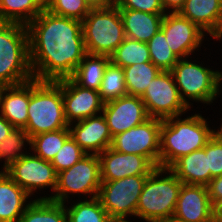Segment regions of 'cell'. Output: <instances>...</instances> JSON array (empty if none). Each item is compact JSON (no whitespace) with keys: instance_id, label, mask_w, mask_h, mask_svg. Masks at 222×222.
<instances>
[{"instance_id":"cell-42","label":"cell","mask_w":222,"mask_h":222,"mask_svg":"<svg viewBox=\"0 0 222 222\" xmlns=\"http://www.w3.org/2000/svg\"><path fill=\"white\" fill-rule=\"evenodd\" d=\"M214 222H222V198L213 205Z\"/></svg>"},{"instance_id":"cell-27","label":"cell","mask_w":222,"mask_h":222,"mask_svg":"<svg viewBox=\"0 0 222 222\" xmlns=\"http://www.w3.org/2000/svg\"><path fill=\"white\" fill-rule=\"evenodd\" d=\"M18 222H67L65 205L51 200H33Z\"/></svg>"},{"instance_id":"cell-1","label":"cell","mask_w":222,"mask_h":222,"mask_svg":"<svg viewBox=\"0 0 222 222\" xmlns=\"http://www.w3.org/2000/svg\"><path fill=\"white\" fill-rule=\"evenodd\" d=\"M26 28L33 77L40 81L71 77L87 54L82 21L44 9Z\"/></svg>"},{"instance_id":"cell-3","label":"cell","mask_w":222,"mask_h":222,"mask_svg":"<svg viewBox=\"0 0 222 222\" xmlns=\"http://www.w3.org/2000/svg\"><path fill=\"white\" fill-rule=\"evenodd\" d=\"M28 122L24 130L31 137L69 127L62 96V79L57 81L30 80Z\"/></svg>"},{"instance_id":"cell-24","label":"cell","mask_w":222,"mask_h":222,"mask_svg":"<svg viewBox=\"0 0 222 222\" xmlns=\"http://www.w3.org/2000/svg\"><path fill=\"white\" fill-rule=\"evenodd\" d=\"M110 56L89 54L81 60L71 78L80 86L99 91Z\"/></svg>"},{"instance_id":"cell-5","label":"cell","mask_w":222,"mask_h":222,"mask_svg":"<svg viewBox=\"0 0 222 222\" xmlns=\"http://www.w3.org/2000/svg\"><path fill=\"white\" fill-rule=\"evenodd\" d=\"M33 78L26 25L0 22V84L17 85Z\"/></svg>"},{"instance_id":"cell-26","label":"cell","mask_w":222,"mask_h":222,"mask_svg":"<svg viewBox=\"0 0 222 222\" xmlns=\"http://www.w3.org/2000/svg\"><path fill=\"white\" fill-rule=\"evenodd\" d=\"M160 71L152 62L133 64L123 68L128 95L141 97Z\"/></svg>"},{"instance_id":"cell-38","label":"cell","mask_w":222,"mask_h":222,"mask_svg":"<svg viewBox=\"0 0 222 222\" xmlns=\"http://www.w3.org/2000/svg\"><path fill=\"white\" fill-rule=\"evenodd\" d=\"M212 205L222 198V175L214 177L206 185Z\"/></svg>"},{"instance_id":"cell-35","label":"cell","mask_w":222,"mask_h":222,"mask_svg":"<svg viewBox=\"0 0 222 222\" xmlns=\"http://www.w3.org/2000/svg\"><path fill=\"white\" fill-rule=\"evenodd\" d=\"M87 153L70 136L52 160L56 173L69 169Z\"/></svg>"},{"instance_id":"cell-32","label":"cell","mask_w":222,"mask_h":222,"mask_svg":"<svg viewBox=\"0 0 222 222\" xmlns=\"http://www.w3.org/2000/svg\"><path fill=\"white\" fill-rule=\"evenodd\" d=\"M99 94L104 103L128 95L123 68L108 64L104 71L99 88Z\"/></svg>"},{"instance_id":"cell-31","label":"cell","mask_w":222,"mask_h":222,"mask_svg":"<svg viewBox=\"0 0 222 222\" xmlns=\"http://www.w3.org/2000/svg\"><path fill=\"white\" fill-rule=\"evenodd\" d=\"M30 144L31 138L24 128H14L8 137L0 142V161H4L1 172L29 153L24 150L27 149L25 148L27 146L30 149Z\"/></svg>"},{"instance_id":"cell-40","label":"cell","mask_w":222,"mask_h":222,"mask_svg":"<svg viewBox=\"0 0 222 222\" xmlns=\"http://www.w3.org/2000/svg\"><path fill=\"white\" fill-rule=\"evenodd\" d=\"M14 128L0 113V142L7 138Z\"/></svg>"},{"instance_id":"cell-14","label":"cell","mask_w":222,"mask_h":222,"mask_svg":"<svg viewBox=\"0 0 222 222\" xmlns=\"http://www.w3.org/2000/svg\"><path fill=\"white\" fill-rule=\"evenodd\" d=\"M64 113L68 124L102 113L99 91L78 85L71 77L62 79Z\"/></svg>"},{"instance_id":"cell-21","label":"cell","mask_w":222,"mask_h":222,"mask_svg":"<svg viewBox=\"0 0 222 222\" xmlns=\"http://www.w3.org/2000/svg\"><path fill=\"white\" fill-rule=\"evenodd\" d=\"M30 197L5 171H0V222H18L33 202Z\"/></svg>"},{"instance_id":"cell-30","label":"cell","mask_w":222,"mask_h":222,"mask_svg":"<svg viewBox=\"0 0 222 222\" xmlns=\"http://www.w3.org/2000/svg\"><path fill=\"white\" fill-rule=\"evenodd\" d=\"M69 127L31 137L30 149L34 155L52 162L64 142L70 137Z\"/></svg>"},{"instance_id":"cell-46","label":"cell","mask_w":222,"mask_h":222,"mask_svg":"<svg viewBox=\"0 0 222 222\" xmlns=\"http://www.w3.org/2000/svg\"><path fill=\"white\" fill-rule=\"evenodd\" d=\"M167 222H177V221L171 219V220H169V221H167Z\"/></svg>"},{"instance_id":"cell-37","label":"cell","mask_w":222,"mask_h":222,"mask_svg":"<svg viewBox=\"0 0 222 222\" xmlns=\"http://www.w3.org/2000/svg\"><path fill=\"white\" fill-rule=\"evenodd\" d=\"M115 5L119 9H132L152 14H166L161 0H119Z\"/></svg>"},{"instance_id":"cell-45","label":"cell","mask_w":222,"mask_h":222,"mask_svg":"<svg viewBox=\"0 0 222 222\" xmlns=\"http://www.w3.org/2000/svg\"><path fill=\"white\" fill-rule=\"evenodd\" d=\"M114 5L119 1V0H110Z\"/></svg>"},{"instance_id":"cell-7","label":"cell","mask_w":222,"mask_h":222,"mask_svg":"<svg viewBox=\"0 0 222 222\" xmlns=\"http://www.w3.org/2000/svg\"><path fill=\"white\" fill-rule=\"evenodd\" d=\"M86 52L110 56L126 38L119 8L91 9L82 21Z\"/></svg>"},{"instance_id":"cell-23","label":"cell","mask_w":222,"mask_h":222,"mask_svg":"<svg viewBox=\"0 0 222 222\" xmlns=\"http://www.w3.org/2000/svg\"><path fill=\"white\" fill-rule=\"evenodd\" d=\"M169 169L183 184L206 186L210 182L208 155L204 148L179 158Z\"/></svg>"},{"instance_id":"cell-12","label":"cell","mask_w":222,"mask_h":222,"mask_svg":"<svg viewBox=\"0 0 222 222\" xmlns=\"http://www.w3.org/2000/svg\"><path fill=\"white\" fill-rule=\"evenodd\" d=\"M5 172L30 196L34 195L37 189L41 191L49 188L52 193H55L57 173L54 166L33 153H27L12 163Z\"/></svg>"},{"instance_id":"cell-36","label":"cell","mask_w":222,"mask_h":222,"mask_svg":"<svg viewBox=\"0 0 222 222\" xmlns=\"http://www.w3.org/2000/svg\"><path fill=\"white\" fill-rule=\"evenodd\" d=\"M203 148L208 155L211 181L212 178L222 175V135L217 131Z\"/></svg>"},{"instance_id":"cell-19","label":"cell","mask_w":222,"mask_h":222,"mask_svg":"<svg viewBox=\"0 0 222 222\" xmlns=\"http://www.w3.org/2000/svg\"><path fill=\"white\" fill-rule=\"evenodd\" d=\"M196 24L206 35L222 39V0H185L178 12Z\"/></svg>"},{"instance_id":"cell-22","label":"cell","mask_w":222,"mask_h":222,"mask_svg":"<svg viewBox=\"0 0 222 222\" xmlns=\"http://www.w3.org/2000/svg\"><path fill=\"white\" fill-rule=\"evenodd\" d=\"M126 38L147 43L160 29L165 14L119 9Z\"/></svg>"},{"instance_id":"cell-17","label":"cell","mask_w":222,"mask_h":222,"mask_svg":"<svg viewBox=\"0 0 222 222\" xmlns=\"http://www.w3.org/2000/svg\"><path fill=\"white\" fill-rule=\"evenodd\" d=\"M172 220L214 222L213 205L205 185L182 184Z\"/></svg>"},{"instance_id":"cell-6","label":"cell","mask_w":222,"mask_h":222,"mask_svg":"<svg viewBox=\"0 0 222 222\" xmlns=\"http://www.w3.org/2000/svg\"><path fill=\"white\" fill-rule=\"evenodd\" d=\"M186 58L179 59L170 70L183 102L191 107V101L210 105L222 92V71L204 67ZM188 98V99H187Z\"/></svg>"},{"instance_id":"cell-39","label":"cell","mask_w":222,"mask_h":222,"mask_svg":"<svg viewBox=\"0 0 222 222\" xmlns=\"http://www.w3.org/2000/svg\"><path fill=\"white\" fill-rule=\"evenodd\" d=\"M166 13H177L184 6L185 0H161Z\"/></svg>"},{"instance_id":"cell-43","label":"cell","mask_w":222,"mask_h":222,"mask_svg":"<svg viewBox=\"0 0 222 222\" xmlns=\"http://www.w3.org/2000/svg\"><path fill=\"white\" fill-rule=\"evenodd\" d=\"M130 220L127 219H113L111 222H129Z\"/></svg>"},{"instance_id":"cell-29","label":"cell","mask_w":222,"mask_h":222,"mask_svg":"<svg viewBox=\"0 0 222 222\" xmlns=\"http://www.w3.org/2000/svg\"><path fill=\"white\" fill-rule=\"evenodd\" d=\"M110 62L121 68L133 64L151 62L147 43L125 38L110 55Z\"/></svg>"},{"instance_id":"cell-33","label":"cell","mask_w":222,"mask_h":222,"mask_svg":"<svg viewBox=\"0 0 222 222\" xmlns=\"http://www.w3.org/2000/svg\"><path fill=\"white\" fill-rule=\"evenodd\" d=\"M147 46L151 62L161 71H170L179 60L168 46L161 29L147 42Z\"/></svg>"},{"instance_id":"cell-15","label":"cell","mask_w":222,"mask_h":222,"mask_svg":"<svg viewBox=\"0 0 222 222\" xmlns=\"http://www.w3.org/2000/svg\"><path fill=\"white\" fill-rule=\"evenodd\" d=\"M112 138L150 118L142 98L126 95L104 103L102 110Z\"/></svg>"},{"instance_id":"cell-28","label":"cell","mask_w":222,"mask_h":222,"mask_svg":"<svg viewBox=\"0 0 222 222\" xmlns=\"http://www.w3.org/2000/svg\"><path fill=\"white\" fill-rule=\"evenodd\" d=\"M82 200L76 201L73 205L71 203L69 207L64 204L67 222H111L112 219L98 197Z\"/></svg>"},{"instance_id":"cell-41","label":"cell","mask_w":222,"mask_h":222,"mask_svg":"<svg viewBox=\"0 0 222 222\" xmlns=\"http://www.w3.org/2000/svg\"><path fill=\"white\" fill-rule=\"evenodd\" d=\"M91 9L105 8L114 5L110 0H84Z\"/></svg>"},{"instance_id":"cell-2","label":"cell","mask_w":222,"mask_h":222,"mask_svg":"<svg viewBox=\"0 0 222 222\" xmlns=\"http://www.w3.org/2000/svg\"><path fill=\"white\" fill-rule=\"evenodd\" d=\"M200 113L162 120L159 167L170 168L179 158L203 148L218 131Z\"/></svg>"},{"instance_id":"cell-25","label":"cell","mask_w":222,"mask_h":222,"mask_svg":"<svg viewBox=\"0 0 222 222\" xmlns=\"http://www.w3.org/2000/svg\"><path fill=\"white\" fill-rule=\"evenodd\" d=\"M44 9V0H0V22L27 25Z\"/></svg>"},{"instance_id":"cell-8","label":"cell","mask_w":222,"mask_h":222,"mask_svg":"<svg viewBox=\"0 0 222 222\" xmlns=\"http://www.w3.org/2000/svg\"><path fill=\"white\" fill-rule=\"evenodd\" d=\"M100 185L99 157L97 154H86L69 169L57 173V184L54 194L48 195V197L40 196L35 198V200H51L65 204L71 195L80 194L86 195L84 199H87L88 196L91 199L98 197Z\"/></svg>"},{"instance_id":"cell-4","label":"cell","mask_w":222,"mask_h":222,"mask_svg":"<svg viewBox=\"0 0 222 222\" xmlns=\"http://www.w3.org/2000/svg\"><path fill=\"white\" fill-rule=\"evenodd\" d=\"M182 184L169 168L156 167L143 186L137 204L136 217L146 222L171 220Z\"/></svg>"},{"instance_id":"cell-11","label":"cell","mask_w":222,"mask_h":222,"mask_svg":"<svg viewBox=\"0 0 222 222\" xmlns=\"http://www.w3.org/2000/svg\"><path fill=\"white\" fill-rule=\"evenodd\" d=\"M162 120L150 117L145 122L113 137L111 148L126 154L147 157L159 167Z\"/></svg>"},{"instance_id":"cell-20","label":"cell","mask_w":222,"mask_h":222,"mask_svg":"<svg viewBox=\"0 0 222 222\" xmlns=\"http://www.w3.org/2000/svg\"><path fill=\"white\" fill-rule=\"evenodd\" d=\"M30 80L3 86L0 91V113L15 128H25L28 122Z\"/></svg>"},{"instance_id":"cell-44","label":"cell","mask_w":222,"mask_h":222,"mask_svg":"<svg viewBox=\"0 0 222 222\" xmlns=\"http://www.w3.org/2000/svg\"><path fill=\"white\" fill-rule=\"evenodd\" d=\"M220 128V129H219ZM218 132L222 135V124L220 127H218Z\"/></svg>"},{"instance_id":"cell-13","label":"cell","mask_w":222,"mask_h":222,"mask_svg":"<svg viewBox=\"0 0 222 222\" xmlns=\"http://www.w3.org/2000/svg\"><path fill=\"white\" fill-rule=\"evenodd\" d=\"M161 30L164 32L168 46L179 58H191L196 49L201 50L205 32L189 19L177 13L163 16Z\"/></svg>"},{"instance_id":"cell-18","label":"cell","mask_w":222,"mask_h":222,"mask_svg":"<svg viewBox=\"0 0 222 222\" xmlns=\"http://www.w3.org/2000/svg\"><path fill=\"white\" fill-rule=\"evenodd\" d=\"M70 135L87 154H100L111 147L112 135L103 114L69 124Z\"/></svg>"},{"instance_id":"cell-10","label":"cell","mask_w":222,"mask_h":222,"mask_svg":"<svg viewBox=\"0 0 222 222\" xmlns=\"http://www.w3.org/2000/svg\"><path fill=\"white\" fill-rule=\"evenodd\" d=\"M147 113L161 120L183 116L190 109L180 97L170 71H160L141 96Z\"/></svg>"},{"instance_id":"cell-34","label":"cell","mask_w":222,"mask_h":222,"mask_svg":"<svg viewBox=\"0 0 222 222\" xmlns=\"http://www.w3.org/2000/svg\"><path fill=\"white\" fill-rule=\"evenodd\" d=\"M45 9L63 17L83 21L91 8L84 0H46Z\"/></svg>"},{"instance_id":"cell-9","label":"cell","mask_w":222,"mask_h":222,"mask_svg":"<svg viewBox=\"0 0 222 222\" xmlns=\"http://www.w3.org/2000/svg\"><path fill=\"white\" fill-rule=\"evenodd\" d=\"M149 175H136L101 181L98 198L110 218L136 217L139 196Z\"/></svg>"},{"instance_id":"cell-16","label":"cell","mask_w":222,"mask_h":222,"mask_svg":"<svg viewBox=\"0 0 222 222\" xmlns=\"http://www.w3.org/2000/svg\"><path fill=\"white\" fill-rule=\"evenodd\" d=\"M101 181L119 180L128 176L149 175L156 166L147 158L115 151L111 147L98 154Z\"/></svg>"}]
</instances>
